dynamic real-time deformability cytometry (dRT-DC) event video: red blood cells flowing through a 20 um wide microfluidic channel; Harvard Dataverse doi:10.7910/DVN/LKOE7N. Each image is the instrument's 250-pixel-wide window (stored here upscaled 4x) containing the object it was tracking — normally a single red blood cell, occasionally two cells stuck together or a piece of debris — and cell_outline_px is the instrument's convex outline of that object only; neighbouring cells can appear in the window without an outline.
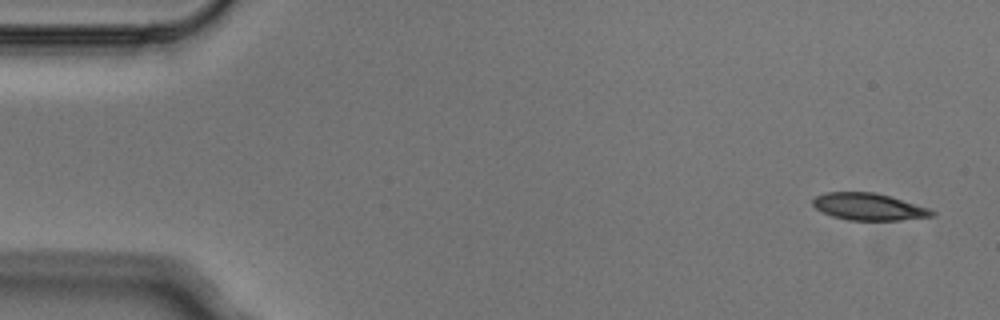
{"species": "Egyptian fruit bat (a non-hibernating species)", "species_latin": "Rousettus aegyptiacus", "temperature_condition": "cold", "stored_images_in_passage": 5, "camera_frame_rate_fps": 3000, "um_per_image_px": 0.085, "animal": {"sex": "male"}, "frame": {"image": 1, "passage_image": 1, "time_ms": 0.0, "image_size_px": [1000, 320], "cell_outline_px": [[936, 216], [900, 220], [848, 220], [832, 216], [816, 208], [812, 204], [812, 200], [816, 196], [824, 192], [872, 192], [888, 196], [928, 208], [936, 212]], "centroid_in_image_um": [73.83, 17.58], "position_along_channel_um": 11.2, "area_um2": 18.55}}
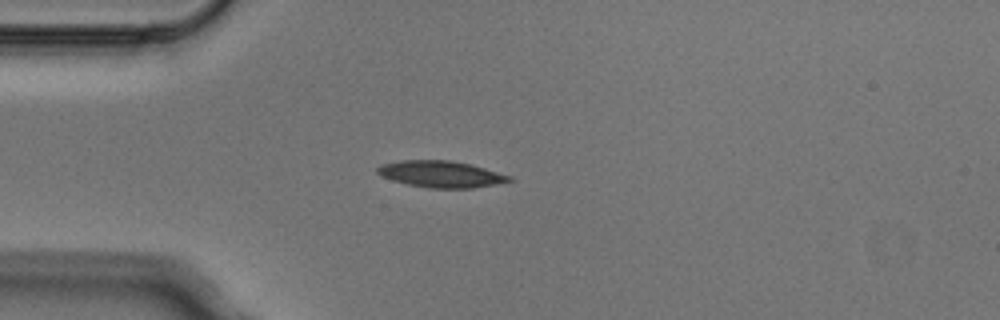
{"frame": {"image": 2, "passage_image": 4, "time_ms": 1.0, "image_size_px": [1000, 320], "cell_outline_px": [[512, 180], [496, 184], [472, 188], [428, 188], [408, 184], [392, 180], [380, 176], [376, 172], [376, 168], [380, 164], [400, 160], [452, 160], [484, 168], [512, 176]], "centroid_in_image_um": [37.43, 14.79], "position_along_channel_um": 47.6, "area_um2": 20.4}}